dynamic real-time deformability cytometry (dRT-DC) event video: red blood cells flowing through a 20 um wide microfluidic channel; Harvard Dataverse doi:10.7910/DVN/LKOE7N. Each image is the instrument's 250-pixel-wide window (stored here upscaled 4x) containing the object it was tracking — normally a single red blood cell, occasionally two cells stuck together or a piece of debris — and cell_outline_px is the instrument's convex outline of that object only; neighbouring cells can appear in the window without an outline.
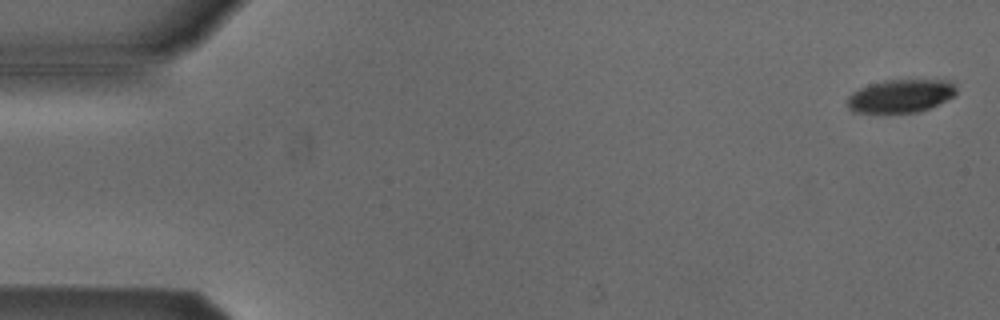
{"species": "Egyptian fruit bat (a non-hibernating species)", "species_latin": "Rousettus aegyptiacus", "temperature_condition": "cold", "stored_images_in_passage": 4, "camera_frame_rate_fps": 3000, "um_per_image_px": 0.085, "animal": {"sex": "male"}, "frame": {"image": 1, "passage_image": 1, "time_ms": 0.0, "image_size_px": [1000, 320], "cell_outline_px": [[956, 96], [928, 108], [916, 112], [852, 112], [848, 108], [848, 96], [852, 92], [860, 88], [884, 80], [952, 80], [956, 84]], "centroid_in_image_um": [76.59, 8.14], "position_along_channel_um": 8.4, "area_um2": 20.98}}
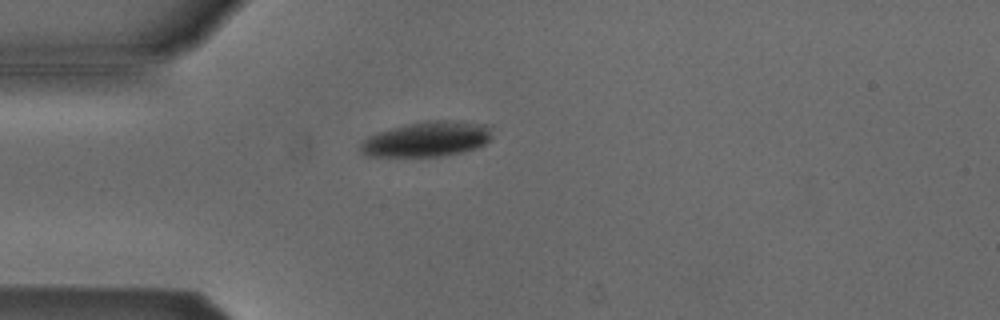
{"frame": {"image": 2, "passage_image": 4, "time_ms": 4.333, "image_size_px": [1000, 320], "cell_outline_px": [[492, 136], [484, 144], [476, 148], [444, 156], [364, 156], [360, 152], [360, 144], [368, 136], [392, 128], [408, 124], [428, 120], [460, 120], [484, 124], [488, 128]], "centroid_in_image_um": [36.28, 11.82], "position_along_channel_um": 48.7, "area_um2": 26.76}}